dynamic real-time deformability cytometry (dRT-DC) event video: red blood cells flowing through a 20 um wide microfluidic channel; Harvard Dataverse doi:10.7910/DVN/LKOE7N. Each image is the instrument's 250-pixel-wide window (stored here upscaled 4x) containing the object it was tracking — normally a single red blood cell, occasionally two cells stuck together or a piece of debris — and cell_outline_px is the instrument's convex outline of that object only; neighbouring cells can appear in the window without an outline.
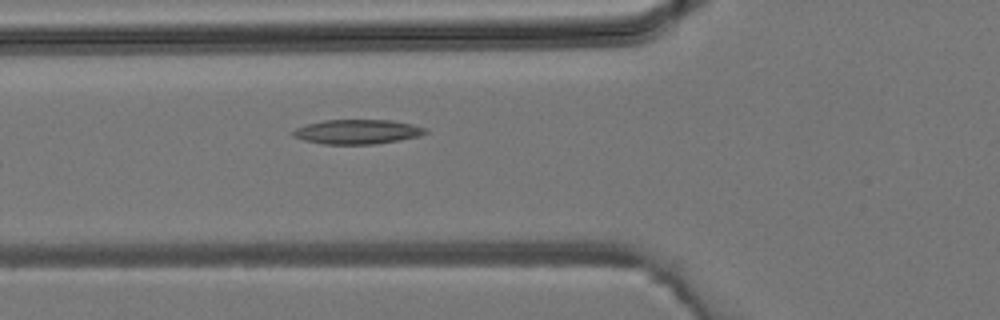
{"species": "common noctule bat (a hibernating species)", "species_latin": "Nyctalus noctula", "temperature_condition": "room temperature", "stored_images_in_passage": 4, "camera_frame_rate_fps": 3000, "um_per_image_px": 0.085, "animal": {"sex": "male", "body_mass_g": 19.2, "forearm_length_mm": 51.8}, "frame": {"image": 1, "passage_image": 4, "time_ms": 1.0, "image_size_px": [1000, 320], "cell_outline_px": [[428, 132], [420, 136], [400, 140], [376, 144], [324, 144], [304, 140], [292, 136], [292, 132], [296, 128], [308, 124], [324, 120], [392, 120], [412, 124], [424, 128]], "centroid_in_image_um": [30.38, 11.2], "position_along_channel_um": 95.4, "area_um2": 18.84}}